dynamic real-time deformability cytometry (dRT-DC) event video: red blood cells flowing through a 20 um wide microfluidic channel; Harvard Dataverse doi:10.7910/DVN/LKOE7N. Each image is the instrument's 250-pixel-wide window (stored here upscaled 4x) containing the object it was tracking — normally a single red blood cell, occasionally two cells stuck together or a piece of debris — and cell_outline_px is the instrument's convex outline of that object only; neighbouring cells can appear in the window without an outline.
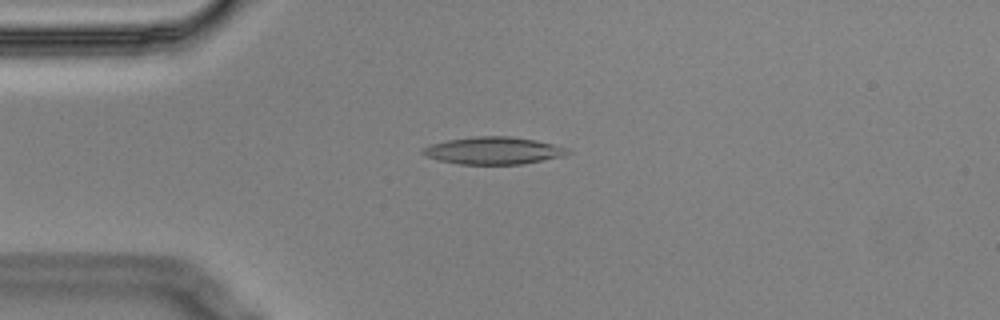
{"species": "Egyptian fruit bat (a non-hibernating species)", "species_latin": "Rousettus aegyptiacus", "temperature_condition": "cold", "stored_images_in_passage": 8, "camera_frame_rate_fps": 3000, "um_per_image_px": 0.085, "animal": {"sex": "male"}, "frame": {"image": 1, "passage_image": 3, "time_ms": 0.667, "image_size_px": [1000, 320], "cell_outline_px": [[572, 152], [564, 156], [520, 164], [460, 164], [440, 160], [428, 156], [420, 152], [424, 148], [432, 144], [448, 140], [472, 136], [508, 136], [536, 140], [568, 148]], "centroid_in_image_um": [41.98, 12.79], "position_along_channel_um": 43.0, "area_um2": 22.83}}
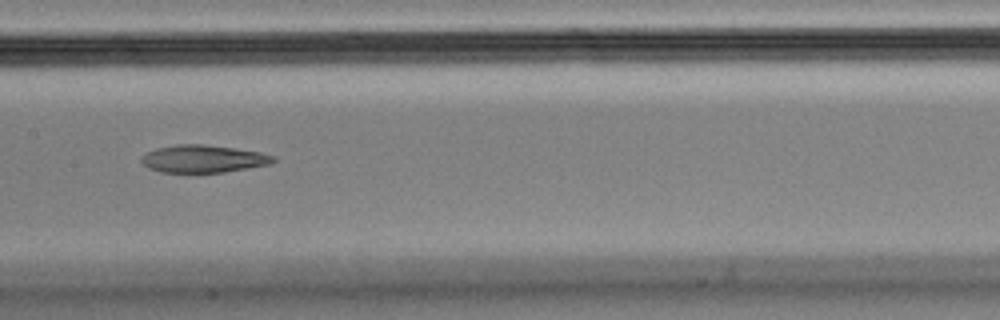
{"frame": {"image": 2, "passage_image": 7, "time_ms": 2.0, "image_size_px": [1000, 320], "cell_outline_px": [[276, 160], [268, 164], [248, 168], [224, 172], [160, 172], [148, 168], [140, 160], [148, 152], [156, 148], [176, 144], [204, 144], [236, 148], [260, 152], [276, 156]], "centroid_in_image_um": [17.29, 13.49], "position_along_channel_um": 190.1, "area_um2": 21.1}}
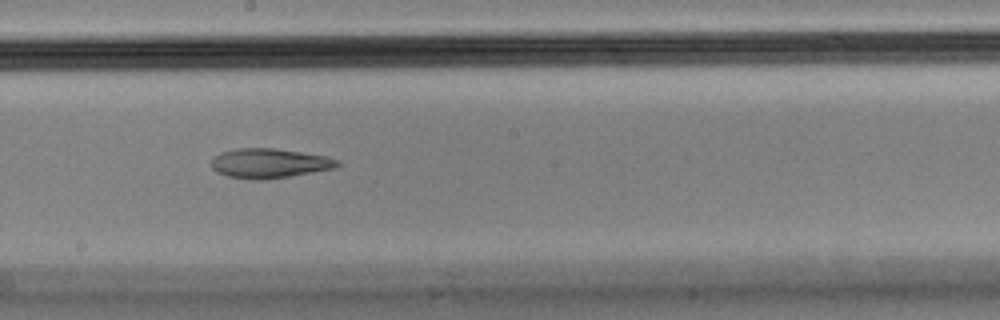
{"frame": {"image": 3, "passage_image": 8, "time_ms": 2.333, "image_size_px": [1000, 320], "cell_outline_px": [[340, 164], [332, 168], [288, 176], [260, 180], [256, 180], [228, 176], [216, 172], [212, 168], [212, 156], [220, 152], [236, 148], [272, 148], [328, 156], [340, 160]], "centroid_in_image_um": [22.85, 13.86], "position_along_channel_um": 225.4, "area_um2": 21.56}}